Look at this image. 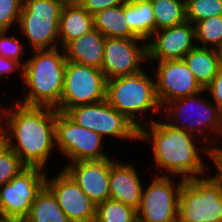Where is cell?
I'll return each instance as SVG.
<instances>
[{
    "label": "cell",
    "mask_w": 222,
    "mask_h": 222,
    "mask_svg": "<svg viewBox=\"0 0 222 222\" xmlns=\"http://www.w3.org/2000/svg\"><path fill=\"white\" fill-rule=\"evenodd\" d=\"M77 125L96 132L102 138L138 141V128L106 99L94 104L79 105L65 113Z\"/></svg>",
    "instance_id": "obj_9"
},
{
    "label": "cell",
    "mask_w": 222,
    "mask_h": 222,
    "mask_svg": "<svg viewBox=\"0 0 222 222\" xmlns=\"http://www.w3.org/2000/svg\"><path fill=\"white\" fill-rule=\"evenodd\" d=\"M15 103H11L13 107L9 104V108L0 106V126L6 132L8 147L27 167L48 171L49 158L56 151L57 109Z\"/></svg>",
    "instance_id": "obj_1"
},
{
    "label": "cell",
    "mask_w": 222,
    "mask_h": 222,
    "mask_svg": "<svg viewBox=\"0 0 222 222\" xmlns=\"http://www.w3.org/2000/svg\"><path fill=\"white\" fill-rule=\"evenodd\" d=\"M155 172L150 184L143 187L137 222H178L179 196L185 179Z\"/></svg>",
    "instance_id": "obj_11"
},
{
    "label": "cell",
    "mask_w": 222,
    "mask_h": 222,
    "mask_svg": "<svg viewBox=\"0 0 222 222\" xmlns=\"http://www.w3.org/2000/svg\"><path fill=\"white\" fill-rule=\"evenodd\" d=\"M62 5L59 0H23L19 34L26 37L33 50L60 47L59 20Z\"/></svg>",
    "instance_id": "obj_7"
},
{
    "label": "cell",
    "mask_w": 222,
    "mask_h": 222,
    "mask_svg": "<svg viewBox=\"0 0 222 222\" xmlns=\"http://www.w3.org/2000/svg\"><path fill=\"white\" fill-rule=\"evenodd\" d=\"M22 6L23 0H0V31L17 26Z\"/></svg>",
    "instance_id": "obj_31"
},
{
    "label": "cell",
    "mask_w": 222,
    "mask_h": 222,
    "mask_svg": "<svg viewBox=\"0 0 222 222\" xmlns=\"http://www.w3.org/2000/svg\"><path fill=\"white\" fill-rule=\"evenodd\" d=\"M8 148L7 135L4 129L0 126V154Z\"/></svg>",
    "instance_id": "obj_36"
},
{
    "label": "cell",
    "mask_w": 222,
    "mask_h": 222,
    "mask_svg": "<svg viewBox=\"0 0 222 222\" xmlns=\"http://www.w3.org/2000/svg\"><path fill=\"white\" fill-rule=\"evenodd\" d=\"M194 26L198 47L217 49L222 46V16L206 18Z\"/></svg>",
    "instance_id": "obj_27"
},
{
    "label": "cell",
    "mask_w": 222,
    "mask_h": 222,
    "mask_svg": "<svg viewBox=\"0 0 222 222\" xmlns=\"http://www.w3.org/2000/svg\"><path fill=\"white\" fill-rule=\"evenodd\" d=\"M150 121L138 129V141L152 144L154 162L161 169L159 174L185 180L208 174L206 170L210 166L203 160L211 161L212 148L209 145L199 146V137L172 127L162 118ZM201 152L207 158L202 159Z\"/></svg>",
    "instance_id": "obj_2"
},
{
    "label": "cell",
    "mask_w": 222,
    "mask_h": 222,
    "mask_svg": "<svg viewBox=\"0 0 222 222\" xmlns=\"http://www.w3.org/2000/svg\"><path fill=\"white\" fill-rule=\"evenodd\" d=\"M9 30L0 31V56L5 58L13 59L19 62L22 66L25 64L22 57L25 53L24 46L22 42L18 41L16 34H9Z\"/></svg>",
    "instance_id": "obj_30"
},
{
    "label": "cell",
    "mask_w": 222,
    "mask_h": 222,
    "mask_svg": "<svg viewBox=\"0 0 222 222\" xmlns=\"http://www.w3.org/2000/svg\"><path fill=\"white\" fill-rule=\"evenodd\" d=\"M3 213H2V208H1V204H0V219L3 218Z\"/></svg>",
    "instance_id": "obj_40"
},
{
    "label": "cell",
    "mask_w": 222,
    "mask_h": 222,
    "mask_svg": "<svg viewBox=\"0 0 222 222\" xmlns=\"http://www.w3.org/2000/svg\"><path fill=\"white\" fill-rule=\"evenodd\" d=\"M22 70V82L26 87L18 102L26 106L57 108L64 87V72L67 65L64 49L32 50ZM21 99V100H20Z\"/></svg>",
    "instance_id": "obj_3"
},
{
    "label": "cell",
    "mask_w": 222,
    "mask_h": 222,
    "mask_svg": "<svg viewBox=\"0 0 222 222\" xmlns=\"http://www.w3.org/2000/svg\"><path fill=\"white\" fill-rule=\"evenodd\" d=\"M95 222H137V212L132 207L109 198L96 204Z\"/></svg>",
    "instance_id": "obj_26"
},
{
    "label": "cell",
    "mask_w": 222,
    "mask_h": 222,
    "mask_svg": "<svg viewBox=\"0 0 222 222\" xmlns=\"http://www.w3.org/2000/svg\"><path fill=\"white\" fill-rule=\"evenodd\" d=\"M106 78L101 69L67 61L59 112L66 113L79 105L94 104L106 99Z\"/></svg>",
    "instance_id": "obj_8"
},
{
    "label": "cell",
    "mask_w": 222,
    "mask_h": 222,
    "mask_svg": "<svg viewBox=\"0 0 222 222\" xmlns=\"http://www.w3.org/2000/svg\"><path fill=\"white\" fill-rule=\"evenodd\" d=\"M106 101L138 129L150 122L142 118L146 113L151 111L164 116L157 99L155 80L144 69L133 75L107 80Z\"/></svg>",
    "instance_id": "obj_5"
},
{
    "label": "cell",
    "mask_w": 222,
    "mask_h": 222,
    "mask_svg": "<svg viewBox=\"0 0 222 222\" xmlns=\"http://www.w3.org/2000/svg\"><path fill=\"white\" fill-rule=\"evenodd\" d=\"M106 37L97 29L71 40L63 49L67 61L102 69Z\"/></svg>",
    "instance_id": "obj_19"
},
{
    "label": "cell",
    "mask_w": 222,
    "mask_h": 222,
    "mask_svg": "<svg viewBox=\"0 0 222 222\" xmlns=\"http://www.w3.org/2000/svg\"><path fill=\"white\" fill-rule=\"evenodd\" d=\"M105 139L83 126L77 125L65 113L57 110L55 147L68 162L98 161L111 158L104 153Z\"/></svg>",
    "instance_id": "obj_10"
},
{
    "label": "cell",
    "mask_w": 222,
    "mask_h": 222,
    "mask_svg": "<svg viewBox=\"0 0 222 222\" xmlns=\"http://www.w3.org/2000/svg\"><path fill=\"white\" fill-rule=\"evenodd\" d=\"M143 183L133 163L110 159L109 198L137 210L142 197Z\"/></svg>",
    "instance_id": "obj_18"
},
{
    "label": "cell",
    "mask_w": 222,
    "mask_h": 222,
    "mask_svg": "<svg viewBox=\"0 0 222 222\" xmlns=\"http://www.w3.org/2000/svg\"><path fill=\"white\" fill-rule=\"evenodd\" d=\"M62 7L67 6H80L83 4L84 0H59Z\"/></svg>",
    "instance_id": "obj_37"
},
{
    "label": "cell",
    "mask_w": 222,
    "mask_h": 222,
    "mask_svg": "<svg viewBox=\"0 0 222 222\" xmlns=\"http://www.w3.org/2000/svg\"><path fill=\"white\" fill-rule=\"evenodd\" d=\"M127 0H84L81 5L92 16L107 8L123 5Z\"/></svg>",
    "instance_id": "obj_32"
},
{
    "label": "cell",
    "mask_w": 222,
    "mask_h": 222,
    "mask_svg": "<svg viewBox=\"0 0 222 222\" xmlns=\"http://www.w3.org/2000/svg\"><path fill=\"white\" fill-rule=\"evenodd\" d=\"M208 175L185 180L178 222H222V183L215 175Z\"/></svg>",
    "instance_id": "obj_6"
},
{
    "label": "cell",
    "mask_w": 222,
    "mask_h": 222,
    "mask_svg": "<svg viewBox=\"0 0 222 222\" xmlns=\"http://www.w3.org/2000/svg\"><path fill=\"white\" fill-rule=\"evenodd\" d=\"M205 93L204 89L197 94L172 100L162 108V113L165 115L163 119L172 127L200 137L203 143L213 148L222 140V113L211 99L205 98Z\"/></svg>",
    "instance_id": "obj_4"
},
{
    "label": "cell",
    "mask_w": 222,
    "mask_h": 222,
    "mask_svg": "<svg viewBox=\"0 0 222 222\" xmlns=\"http://www.w3.org/2000/svg\"><path fill=\"white\" fill-rule=\"evenodd\" d=\"M63 169L96 204L109 199L110 158L71 162Z\"/></svg>",
    "instance_id": "obj_17"
},
{
    "label": "cell",
    "mask_w": 222,
    "mask_h": 222,
    "mask_svg": "<svg viewBox=\"0 0 222 222\" xmlns=\"http://www.w3.org/2000/svg\"><path fill=\"white\" fill-rule=\"evenodd\" d=\"M196 46L195 26L189 21L160 29L147 42L148 62L184 59Z\"/></svg>",
    "instance_id": "obj_16"
},
{
    "label": "cell",
    "mask_w": 222,
    "mask_h": 222,
    "mask_svg": "<svg viewBox=\"0 0 222 222\" xmlns=\"http://www.w3.org/2000/svg\"><path fill=\"white\" fill-rule=\"evenodd\" d=\"M24 222H71L60 208L55 196L45 185L38 193Z\"/></svg>",
    "instance_id": "obj_23"
},
{
    "label": "cell",
    "mask_w": 222,
    "mask_h": 222,
    "mask_svg": "<svg viewBox=\"0 0 222 222\" xmlns=\"http://www.w3.org/2000/svg\"><path fill=\"white\" fill-rule=\"evenodd\" d=\"M124 16L129 29L148 42L155 32V16L149 0H127L124 4Z\"/></svg>",
    "instance_id": "obj_21"
},
{
    "label": "cell",
    "mask_w": 222,
    "mask_h": 222,
    "mask_svg": "<svg viewBox=\"0 0 222 222\" xmlns=\"http://www.w3.org/2000/svg\"><path fill=\"white\" fill-rule=\"evenodd\" d=\"M209 92L211 101L214 102L222 113V70L219 69L212 82L205 88Z\"/></svg>",
    "instance_id": "obj_33"
},
{
    "label": "cell",
    "mask_w": 222,
    "mask_h": 222,
    "mask_svg": "<svg viewBox=\"0 0 222 222\" xmlns=\"http://www.w3.org/2000/svg\"><path fill=\"white\" fill-rule=\"evenodd\" d=\"M27 166L9 147L0 154V187L18 175Z\"/></svg>",
    "instance_id": "obj_29"
},
{
    "label": "cell",
    "mask_w": 222,
    "mask_h": 222,
    "mask_svg": "<svg viewBox=\"0 0 222 222\" xmlns=\"http://www.w3.org/2000/svg\"><path fill=\"white\" fill-rule=\"evenodd\" d=\"M47 170L26 167L0 187V204L4 217L24 220L32 203L46 185Z\"/></svg>",
    "instance_id": "obj_12"
},
{
    "label": "cell",
    "mask_w": 222,
    "mask_h": 222,
    "mask_svg": "<svg viewBox=\"0 0 222 222\" xmlns=\"http://www.w3.org/2000/svg\"><path fill=\"white\" fill-rule=\"evenodd\" d=\"M15 70H20L19 72L22 79L23 66L16 60L0 56V82H2V78L3 81L5 80L4 76H9L11 73H14Z\"/></svg>",
    "instance_id": "obj_34"
},
{
    "label": "cell",
    "mask_w": 222,
    "mask_h": 222,
    "mask_svg": "<svg viewBox=\"0 0 222 222\" xmlns=\"http://www.w3.org/2000/svg\"><path fill=\"white\" fill-rule=\"evenodd\" d=\"M186 19L193 25L212 16H222V0H188Z\"/></svg>",
    "instance_id": "obj_28"
},
{
    "label": "cell",
    "mask_w": 222,
    "mask_h": 222,
    "mask_svg": "<svg viewBox=\"0 0 222 222\" xmlns=\"http://www.w3.org/2000/svg\"><path fill=\"white\" fill-rule=\"evenodd\" d=\"M220 146V147H219ZM211 161L214 168L217 170L214 174L222 183V147L221 145L216 144L212 148Z\"/></svg>",
    "instance_id": "obj_35"
},
{
    "label": "cell",
    "mask_w": 222,
    "mask_h": 222,
    "mask_svg": "<svg viewBox=\"0 0 222 222\" xmlns=\"http://www.w3.org/2000/svg\"><path fill=\"white\" fill-rule=\"evenodd\" d=\"M0 222H24L22 219L3 217Z\"/></svg>",
    "instance_id": "obj_39"
},
{
    "label": "cell",
    "mask_w": 222,
    "mask_h": 222,
    "mask_svg": "<svg viewBox=\"0 0 222 222\" xmlns=\"http://www.w3.org/2000/svg\"><path fill=\"white\" fill-rule=\"evenodd\" d=\"M147 62V41L141 38L106 37L101 69L106 80L139 73L144 69L141 65Z\"/></svg>",
    "instance_id": "obj_13"
},
{
    "label": "cell",
    "mask_w": 222,
    "mask_h": 222,
    "mask_svg": "<svg viewBox=\"0 0 222 222\" xmlns=\"http://www.w3.org/2000/svg\"><path fill=\"white\" fill-rule=\"evenodd\" d=\"M94 28L105 37L138 38L124 16V4L107 8L94 15Z\"/></svg>",
    "instance_id": "obj_24"
},
{
    "label": "cell",
    "mask_w": 222,
    "mask_h": 222,
    "mask_svg": "<svg viewBox=\"0 0 222 222\" xmlns=\"http://www.w3.org/2000/svg\"><path fill=\"white\" fill-rule=\"evenodd\" d=\"M158 64L154 71L156 95L163 108L168 102L197 94L204 89L184 59L153 61Z\"/></svg>",
    "instance_id": "obj_14"
},
{
    "label": "cell",
    "mask_w": 222,
    "mask_h": 222,
    "mask_svg": "<svg viewBox=\"0 0 222 222\" xmlns=\"http://www.w3.org/2000/svg\"><path fill=\"white\" fill-rule=\"evenodd\" d=\"M155 16V31L187 21L186 3L182 0H149Z\"/></svg>",
    "instance_id": "obj_25"
},
{
    "label": "cell",
    "mask_w": 222,
    "mask_h": 222,
    "mask_svg": "<svg viewBox=\"0 0 222 222\" xmlns=\"http://www.w3.org/2000/svg\"><path fill=\"white\" fill-rule=\"evenodd\" d=\"M48 173L49 171H47L46 186L51 190L69 220L71 222H94L96 203L82 191L63 167L53 177L48 176Z\"/></svg>",
    "instance_id": "obj_15"
},
{
    "label": "cell",
    "mask_w": 222,
    "mask_h": 222,
    "mask_svg": "<svg viewBox=\"0 0 222 222\" xmlns=\"http://www.w3.org/2000/svg\"><path fill=\"white\" fill-rule=\"evenodd\" d=\"M184 61L203 89L212 82L219 71L216 49L196 46L185 55Z\"/></svg>",
    "instance_id": "obj_22"
},
{
    "label": "cell",
    "mask_w": 222,
    "mask_h": 222,
    "mask_svg": "<svg viewBox=\"0 0 222 222\" xmlns=\"http://www.w3.org/2000/svg\"><path fill=\"white\" fill-rule=\"evenodd\" d=\"M218 55L219 69L222 70V46L216 49Z\"/></svg>",
    "instance_id": "obj_38"
},
{
    "label": "cell",
    "mask_w": 222,
    "mask_h": 222,
    "mask_svg": "<svg viewBox=\"0 0 222 222\" xmlns=\"http://www.w3.org/2000/svg\"><path fill=\"white\" fill-rule=\"evenodd\" d=\"M58 28L60 47L64 48L71 40L94 29V16L81 5L62 7Z\"/></svg>",
    "instance_id": "obj_20"
}]
</instances>
